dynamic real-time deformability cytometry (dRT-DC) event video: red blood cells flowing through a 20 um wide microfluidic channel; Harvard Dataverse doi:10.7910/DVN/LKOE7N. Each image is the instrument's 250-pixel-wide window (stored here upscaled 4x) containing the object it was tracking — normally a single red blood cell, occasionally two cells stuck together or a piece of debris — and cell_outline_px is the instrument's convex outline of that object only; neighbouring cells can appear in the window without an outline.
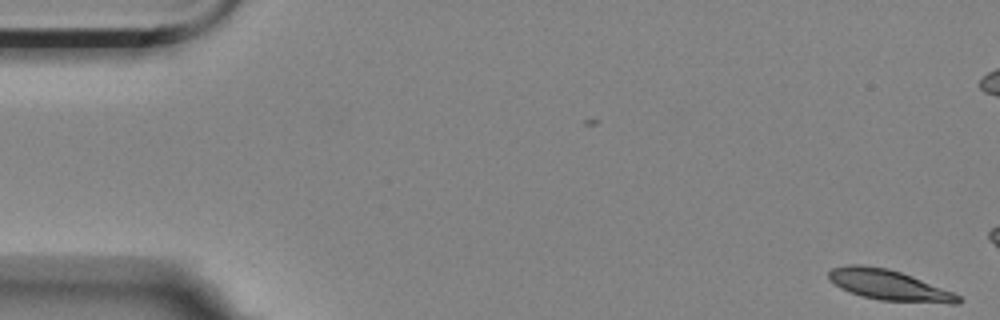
{"species": "Egyptian fruit bat (a non-hibernating species)", "species_latin": "Rousettus aegyptiacus", "temperature_condition": "room temperature", "stored_images_in_passage": 5, "camera_frame_rate_fps": 3000, "um_per_image_px": 0.085, "animal": {"sex": "female"}, "frame": {"image": 1, "passage_image": 1, "time_ms": 0.0, "image_size_px": [1000, 320], "cell_outline_px": [[964, 300], [960, 304], [952, 304], [880, 300], [848, 292], [840, 288], [828, 280], [828, 272], [832, 268], [848, 264], [860, 264], [888, 268], [912, 276], [952, 292], [960, 296]], "centroid_in_image_um": [75.55, 24.23], "position_along_channel_um": 9.5, "area_um2": 23.12}}